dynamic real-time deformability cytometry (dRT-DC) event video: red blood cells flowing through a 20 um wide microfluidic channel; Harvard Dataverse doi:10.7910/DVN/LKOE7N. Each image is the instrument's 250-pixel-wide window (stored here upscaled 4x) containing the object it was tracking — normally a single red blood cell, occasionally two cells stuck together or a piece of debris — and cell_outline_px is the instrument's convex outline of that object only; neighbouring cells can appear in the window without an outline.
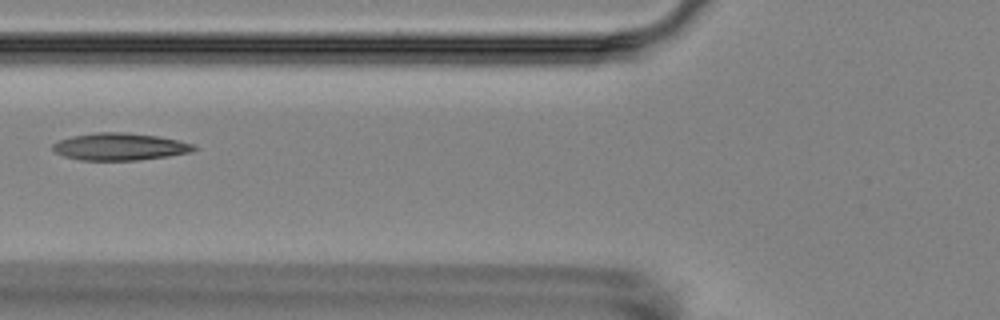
{"species": "Egyptian fruit bat (a non-hibernating species)", "species_latin": "Rousettus aegyptiacus", "temperature_condition": "room temperature", "stored_images_in_passage": 8, "camera_frame_rate_fps": 3000, "um_per_image_px": 0.085, "animal": {"sex": "female"}, "frame": {"image": 1, "passage_image": 6, "time_ms": 6.667, "image_size_px": [1000, 320], "cell_outline_px": [[196, 148], [192, 152], [168, 156], [136, 160], [80, 160], [64, 156], [56, 152], [52, 148], [52, 144], [60, 140], [72, 136], [96, 132], [128, 132], [156, 136], [176, 140], [192, 144]], "centroid_in_image_um": [10.16, 12.46], "position_along_channel_um": 115.6, "area_um2": 22.2}}
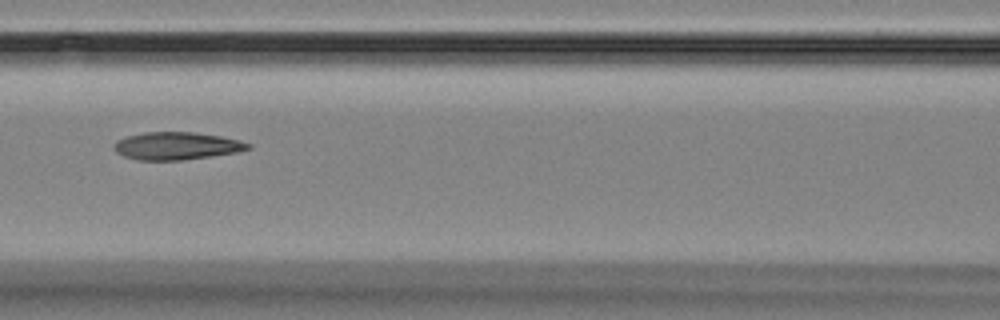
{"frame": {"image": 2, "passage_image": 7, "time_ms": 7.667, "image_size_px": [1000, 320], "cell_outline_px": [[252, 148], [236, 152], [180, 160], [136, 160], [124, 156], [116, 152], [112, 148], [112, 144], [116, 140], [128, 136], [144, 132], [196, 132], [220, 136], [240, 140], [252, 144]], "centroid_in_image_um": [14.98, 12.39], "position_along_channel_um": 151.6, "area_um2": 21.62}}
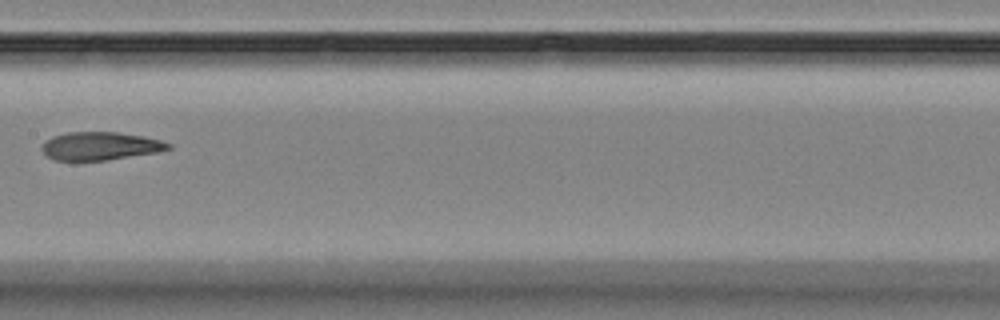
{"frame": {"image": 3, "passage_image": 8, "time_ms": 9.0, "image_size_px": [1000, 320], "cell_outline_px": [[172, 148], [160, 152], [104, 160], [56, 160], [48, 156], [40, 148], [44, 140], [52, 136], [68, 132], [116, 132], [144, 136], [160, 140], [172, 144]], "centroid_in_image_um": [8.53, 12.4], "position_along_channel_um": 198.9, "area_um2": 20.75}}